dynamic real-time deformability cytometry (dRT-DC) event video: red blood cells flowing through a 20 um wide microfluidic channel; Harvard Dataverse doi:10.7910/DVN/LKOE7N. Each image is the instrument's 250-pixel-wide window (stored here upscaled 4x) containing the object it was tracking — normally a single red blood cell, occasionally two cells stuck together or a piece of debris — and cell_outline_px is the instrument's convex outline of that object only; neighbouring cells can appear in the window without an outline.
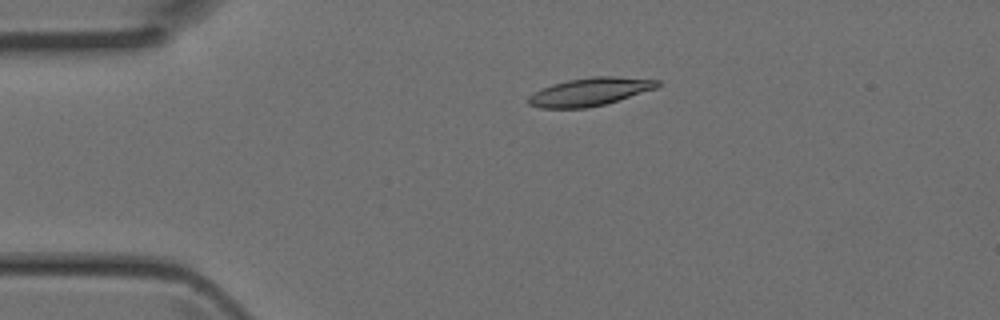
{"species": "Egyptian fruit bat (a non-hibernating species)", "species_latin": "Rousettus aegyptiacus", "temperature_condition": "room temperature", "stored_images_in_passage": 4, "camera_frame_rate_fps": 3000, "um_per_image_px": 0.085, "animal": {"sex": "female"}, "frame": {"image": 1, "passage_image": 2, "time_ms": 0.333, "image_size_px": [1000, 320], "cell_outline_px": [[660, 84], [656, 88], [604, 104], [584, 108], [540, 108], [528, 104], [524, 100], [532, 92], [540, 88], [552, 84], [568, 80], [592, 76], [612, 76], [660, 80]], "centroid_in_image_um": [50.05, 7.8], "position_along_channel_um": 34.9, "area_um2": 21.1}}
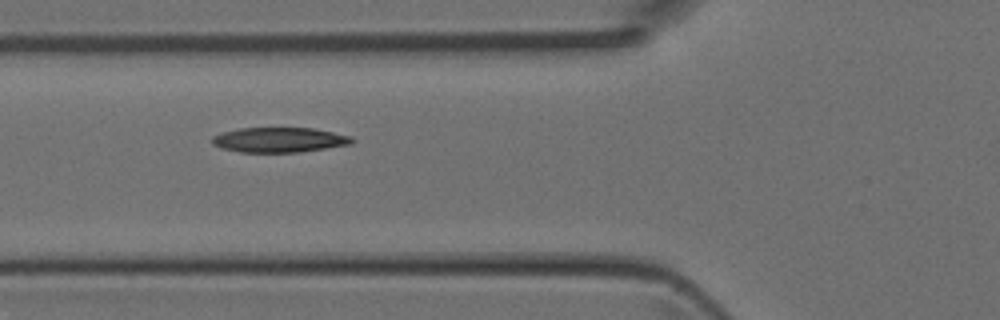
{"frame": {"image": 2, "passage_image": 4, "time_ms": 1.0, "image_size_px": [1000, 320], "cell_outline_px": [[356, 140], [352, 144], [300, 152], [240, 152], [220, 148], [212, 144], [212, 136], [224, 132], [240, 128], [312, 128], [352, 136]], "centroid_in_image_um": [23.75, 11.89], "position_along_channel_um": 102.0, "area_um2": 20.35}}